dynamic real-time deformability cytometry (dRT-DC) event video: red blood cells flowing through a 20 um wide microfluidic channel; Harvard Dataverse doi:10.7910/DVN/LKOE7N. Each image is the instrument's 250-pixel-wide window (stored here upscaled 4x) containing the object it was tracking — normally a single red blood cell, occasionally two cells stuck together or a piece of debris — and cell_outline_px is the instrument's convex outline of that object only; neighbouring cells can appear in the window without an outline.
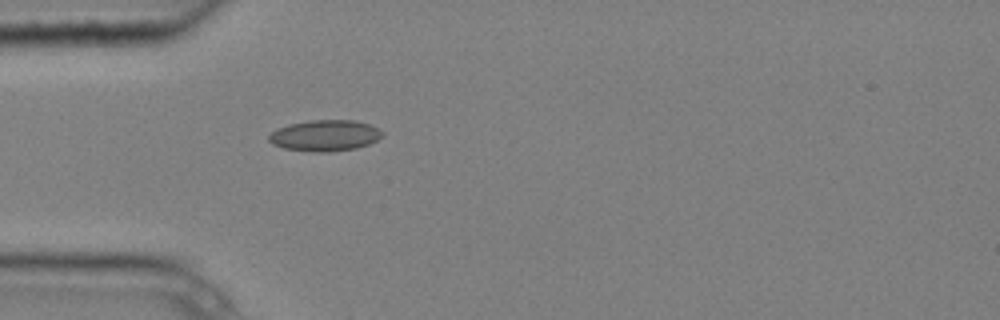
{"species": "common noctule bat (a hibernating species)", "species_latin": "Nyctalus noctula", "temperature_condition": "cold", "stored_images_in_passage": 5, "camera_frame_rate_fps": 3000, "um_per_image_px": 0.085, "animal": {"sex": "male", "body_mass_g": 20.4}, "frame": {"image": 1, "passage_image": 5, "time_ms": 1.333, "image_size_px": [1000, 320], "cell_outline_px": [[384, 136], [368, 144], [356, 148], [324, 152], [312, 152], [284, 148], [272, 144], [268, 140], [268, 136], [276, 128], [288, 124], [308, 120], [356, 120], [368, 124], [384, 132]], "centroid_in_image_um": [27.6, 11.51], "position_along_channel_um": 57.4, "area_um2": 20.63}}